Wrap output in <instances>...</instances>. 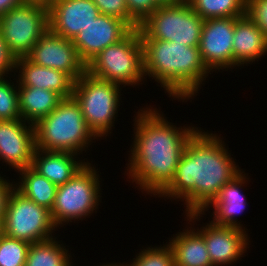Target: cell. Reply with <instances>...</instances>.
<instances>
[{
    "mask_svg": "<svg viewBox=\"0 0 267 266\" xmlns=\"http://www.w3.org/2000/svg\"><path fill=\"white\" fill-rule=\"evenodd\" d=\"M153 106L134 111L133 141L124 171L126 180L145 198L146 195L157 198L171 183L189 139L201 128L192 123L183 127L172 123L160 107Z\"/></svg>",
    "mask_w": 267,
    "mask_h": 266,
    "instance_id": "1",
    "label": "cell"
},
{
    "mask_svg": "<svg viewBox=\"0 0 267 266\" xmlns=\"http://www.w3.org/2000/svg\"><path fill=\"white\" fill-rule=\"evenodd\" d=\"M202 129L189 139L173 180L157 196L165 201L184 202L183 215L203 212L220 189L243 171L222 134Z\"/></svg>",
    "mask_w": 267,
    "mask_h": 266,
    "instance_id": "2",
    "label": "cell"
},
{
    "mask_svg": "<svg viewBox=\"0 0 267 266\" xmlns=\"http://www.w3.org/2000/svg\"><path fill=\"white\" fill-rule=\"evenodd\" d=\"M141 42L146 80L157 82L172 101L192 102L212 74L203 63L199 48L165 40Z\"/></svg>",
    "mask_w": 267,
    "mask_h": 266,
    "instance_id": "3",
    "label": "cell"
},
{
    "mask_svg": "<svg viewBox=\"0 0 267 266\" xmlns=\"http://www.w3.org/2000/svg\"><path fill=\"white\" fill-rule=\"evenodd\" d=\"M34 130L35 147L40 150L81 155L99 140L89 129L73 97L63 98L54 110L34 125Z\"/></svg>",
    "mask_w": 267,
    "mask_h": 266,
    "instance_id": "4",
    "label": "cell"
},
{
    "mask_svg": "<svg viewBox=\"0 0 267 266\" xmlns=\"http://www.w3.org/2000/svg\"><path fill=\"white\" fill-rule=\"evenodd\" d=\"M122 88L87 71L74 82L72 97L82 110L89 129L99 140L109 138L115 129L122 105Z\"/></svg>",
    "mask_w": 267,
    "mask_h": 266,
    "instance_id": "5",
    "label": "cell"
},
{
    "mask_svg": "<svg viewBox=\"0 0 267 266\" xmlns=\"http://www.w3.org/2000/svg\"><path fill=\"white\" fill-rule=\"evenodd\" d=\"M92 162H88L66 183L57 186L51 217L59 229H65L68 223H80L99 209L102 178Z\"/></svg>",
    "mask_w": 267,
    "mask_h": 266,
    "instance_id": "6",
    "label": "cell"
},
{
    "mask_svg": "<svg viewBox=\"0 0 267 266\" xmlns=\"http://www.w3.org/2000/svg\"><path fill=\"white\" fill-rule=\"evenodd\" d=\"M86 71L124 89L144 84L146 78L139 29H132L118 43L102 50L86 65Z\"/></svg>",
    "mask_w": 267,
    "mask_h": 266,
    "instance_id": "7",
    "label": "cell"
},
{
    "mask_svg": "<svg viewBox=\"0 0 267 266\" xmlns=\"http://www.w3.org/2000/svg\"><path fill=\"white\" fill-rule=\"evenodd\" d=\"M204 20L193 11L187 0L159 6L139 26L141 39L179 42L198 47Z\"/></svg>",
    "mask_w": 267,
    "mask_h": 266,
    "instance_id": "8",
    "label": "cell"
},
{
    "mask_svg": "<svg viewBox=\"0 0 267 266\" xmlns=\"http://www.w3.org/2000/svg\"><path fill=\"white\" fill-rule=\"evenodd\" d=\"M3 226L4 235L30 244L51 239L58 231L51 211L25 197L16 188L9 197Z\"/></svg>",
    "mask_w": 267,
    "mask_h": 266,
    "instance_id": "9",
    "label": "cell"
},
{
    "mask_svg": "<svg viewBox=\"0 0 267 266\" xmlns=\"http://www.w3.org/2000/svg\"><path fill=\"white\" fill-rule=\"evenodd\" d=\"M48 28V9L39 5L22 3L0 16V33L15 60L26 57Z\"/></svg>",
    "mask_w": 267,
    "mask_h": 266,
    "instance_id": "10",
    "label": "cell"
},
{
    "mask_svg": "<svg viewBox=\"0 0 267 266\" xmlns=\"http://www.w3.org/2000/svg\"><path fill=\"white\" fill-rule=\"evenodd\" d=\"M202 212L189 213L184 219L189 221L205 240L207 251L213 266H230L245 257L250 248L249 231L240 228L217 225L210 221L195 227V222L202 219ZM239 260V261H238Z\"/></svg>",
    "mask_w": 267,
    "mask_h": 266,
    "instance_id": "11",
    "label": "cell"
},
{
    "mask_svg": "<svg viewBox=\"0 0 267 266\" xmlns=\"http://www.w3.org/2000/svg\"><path fill=\"white\" fill-rule=\"evenodd\" d=\"M235 22L236 17L204 20L198 48L203 63L212 74L233 70Z\"/></svg>",
    "mask_w": 267,
    "mask_h": 266,
    "instance_id": "12",
    "label": "cell"
},
{
    "mask_svg": "<svg viewBox=\"0 0 267 266\" xmlns=\"http://www.w3.org/2000/svg\"><path fill=\"white\" fill-rule=\"evenodd\" d=\"M26 58L32 63L63 71L74 81L86 72L73 40L53 33L49 28L33 46Z\"/></svg>",
    "mask_w": 267,
    "mask_h": 266,
    "instance_id": "13",
    "label": "cell"
},
{
    "mask_svg": "<svg viewBox=\"0 0 267 266\" xmlns=\"http://www.w3.org/2000/svg\"><path fill=\"white\" fill-rule=\"evenodd\" d=\"M34 125L22 118L0 120V161L17 172L31 166L35 151Z\"/></svg>",
    "mask_w": 267,
    "mask_h": 266,
    "instance_id": "14",
    "label": "cell"
},
{
    "mask_svg": "<svg viewBox=\"0 0 267 266\" xmlns=\"http://www.w3.org/2000/svg\"><path fill=\"white\" fill-rule=\"evenodd\" d=\"M132 29L121 19L100 14L74 38L80 59L87 65L110 45L118 43Z\"/></svg>",
    "mask_w": 267,
    "mask_h": 266,
    "instance_id": "15",
    "label": "cell"
},
{
    "mask_svg": "<svg viewBox=\"0 0 267 266\" xmlns=\"http://www.w3.org/2000/svg\"><path fill=\"white\" fill-rule=\"evenodd\" d=\"M100 14L92 0H54L48 9L49 29L61 37L74 40Z\"/></svg>",
    "mask_w": 267,
    "mask_h": 266,
    "instance_id": "16",
    "label": "cell"
},
{
    "mask_svg": "<svg viewBox=\"0 0 267 266\" xmlns=\"http://www.w3.org/2000/svg\"><path fill=\"white\" fill-rule=\"evenodd\" d=\"M249 179L248 173L243 170L220 189L217 197L202 213L206 215L205 213L211 208L213 211L210 217L215 224L248 231L245 224L242 223L241 219L238 221L237 217L241 216L248 206L246 194H243L242 189L244 190V187L249 185Z\"/></svg>",
    "mask_w": 267,
    "mask_h": 266,
    "instance_id": "17",
    "label": "cell"
},
{
    "mask_svg": "<svg viewBox=\"0 0 267 266\" xmlns=\"http://www.w3.org/2000/svg\"><path fill=\"white\" fill-rule=\"evenodd\" d=\"M232 48L233 69L255 64L267 54V38L247 14L236 17Z\"/></svg>",
    "mask_w": 267,
    "mask_h": 266,
    "instance_id": "18",
    "label": "cell"
},
{
    "mask_svg": "<svg viewBox=\"0 0 267 266\" xmlns=\"http://www.w3.org/2000/svg\"><path fill=\"white\" fill-rule=\"evenodd\" d=\"M14 73L21 86L55 91L62 98L72 97L75 81L63 71L36 65L22 57L15 60Z\"/></svg>",
    "mask_w": 267,
    "mask_h": 266,
    "instance_id": "19",
    "label": "cell"
},
{
    "mask_svg": "<svg viewBox=\"0 0 267 266\" xmlns=\"http://www.w3.org/2000/svg\"><path fill=\"white\" fill-rule=\"evenodd\" d=\"M72 152L47 151L35 148L31 167L54 185L60 186L70 180L89 161ZM87 161H86V160Z\"/></svg>",
    "mask_w": 267,
    "mask_h": 266,
    "instance_id": "20",
    "label": "cell"
},
{
    "mask_svg": "<svg viewBox=\"0 0 267 266\" xmlns=\"http://www.w3.org/2000/svg\"><path fill=\"white\" fill-rule=\"evenodd\" d=\"M186 224L185 229L167 241L173 250L175 266H213L204 237L187 220Z\"/></svg>",
    "mask_w": 267,
    "mask_h": 266,
    "instance_id": "21",
    "label": "cell"
},
{
    "mask_svg": "<svg viewBox=\"0 0 267 266\" xmlns=\"http://www.w3.org/2000/svg\"><path fill=\"white\" fill-rule=\"evenodd\" d=\"M63 98L55 91L21 86L18 83V100L21 118L32 125L54 110Z\"/></svg>",
    "mask_w": 267,
    "mask_h": 266,
    "instance_id": "22",
    "label": "cell"
},
{
    "mask_svg": "<svg viewBox=\"0 0 267 266\" xmlns=\"http://www.w3.org/2000/svg\"><path fill=\"white\" fill-rule=\"evenodd\" d=\"M15 188L25 197L51 211L55 202L57 186L40 175L31 166L18 170Z\"/></svg>",
    "mask_w": 267,
    "mask_h": 266,
    "instance_id": "23",
    "label": "cell"
},
{
    "mask_svg": "<svg viewBox=\"0 0 267 266\" xmlns=\"http://www.w3.org/2000/svg\"><path fill=\"white\" fill-rule=\"evenodd\" d=\"M56 236L30 244L25 266H72L74 254Z\"/></svg>",
    "mask_w": 267,
    "mask_h": 266,
    "instance_id": "24",
    "label": "cell"
},
{
    "mask_svg": "<svg viewBox=\"0 0 267 266\" xmlns=\"http://www.w3.org/2000/svg\"><path fill=\"white\" fill-rule=\"evenodd\" d=\"M203 20L241 17L246 14V0H187Z\"/></svg>",
    "mask_w": 267,
    "mask_h": 266,
    "instance_id": "25",
    "label": "cell"
},
{
    "mask_svg": "<svg viewBox=\"0 0 267 266\" xmlns=\"http://www.w3.org/2000/svg\"><path fill=\"white\" fill-rule=\"evenodd\" d=\"M15 119H21V114L18 100V80L14 73L0 78V120Z\"/></svg>",
    "mask_w": 267,
    "mask_h": 266,
    "instance_id": "26",
    "label": "cell"
},
{
    "mask_svg": "<svg viewBox=\"0 0 267 266\" xmlns=\"http://www.w3.org/2000/svg\"><path fill=\"white\" fill-rule=\"evenodd\" d=\"M146 248V249H145ZM139 249L135 258L124 261L125 266H175L174 254L170 245L166 242L162 245L145 246Z\"/></svg>",
    "mask_w": 267,
    "mask_h": 266,
    "instance_id": "27",
    "label": "cell"
},
{
    "mask_svg": "<svg viewBox=\"0 0 267 266\" xmlns=\"http://www.w3.org/2000/svg\"><path fill=\"white\" fill-rule=\"evenodd\" d=\"M29 247V242L3 234L0 237V266H25Z\"/></svg>",
    "mask_w": 267,
    "mask_h": 266,
    "instance_id": "28",
    "label": "cell"
},
{
    "mask_svg": "<svg viewBox=\"0 0 267 266\" xmlns=\"http://www.w3.org/2000/svg\"><path fill=\"white\" fill-rule=\"evenodd\" d=\"M131 14V29L139 28L160 5L156 0H125Z\"/></svg>",
    "mask_w": 267,
    "mask_h": 266,
    "instance_id": "29",
    "label": "cell"
},
{
    "mask_svg": "<svg viewBox=\"0 0 267 266\" xmlns=\"http://www.w3.org/2000/svg\"><path fill=\"white\" fill-rule=\"evenodd\" d=\"M101 14L123 20L131 28V14L125 0H92Z\"/></svg>",
    "mask_w": 267,
    "mask_h": 266,
    "instance_id": "30",
    "label": "cell"
},
{
    "mask_svg": "<svg viewBox=\"0 0 267 266\" xmlns=\"http://www.w3.org/2000/svg\"><path fill=\"white\" fill-rule=\"evenodd\" d=\"M246 14L267 38V0H246Z\"/></svg>",
    "mask_w": 267,
    "mask_h": 266,
    "instance_id": "31",
    "label": "cell"
},
{
    "mask_svg": "<svg viewBox=\"0 0 267 266\" xmlns=\"http://www.w3.org/2000/svg\"><path fill=\"white\" fill-rule=\"evenodd\" d=\"M15 58L9 53L0 33V78L14 74Z\"/></svg>",
    "mask_w": 267,
    "mask_h": 266,
    "instance_id": "32",
    "label": "cell"
},
{
    "mask_svg": "<svg viewBox=\"0 0 267 266\" xmlns=\"http://www.w3.org/2000/svg\"><path fill=\"white\" fill-rule=\"evenodd\" d=\"M2 175L0 174V218H4V216H5L9 197H10L11 193L13 192V190L15 189V181L14 180H16V179H13V180L7 179L9 177H6V175H4V174H2ZM4 177H6V178H4Z\"/></svg>",
    "mask_w": 267,
    "mask_h": 266,
    "instance_id": "33",
    "label": "cell"
},
{
    "mask_svg": "<svg viewBox=\"0 0 267 266\" xmlns=\"http://www.w3.org/2000/svg\"><path fill=\"white\" fill-rule=\"evenodd\" d=\"M22 3V0H0V16Z\"/></svg>",
    "mask_w": 267,
    "mask_h": 266,
    "instance_id": "34",
    "label": "cell"
},
{
    "mask_svg": "<svg viewBox=\"0 0 267 266\" xmlns=\"http://www.w3.org/2000/svg\"><path fill=\"white\" fill-rule=\"evenodd\" d=\"M22 2L25 4L39 5L45 7L46 9H49L54 0H22Z\"/></svg>",
    "mask_w": 267,
    "mask_h": 266,
    "instance_id": "35",
    "label": "cell"
},
{
    "mask_svg": "<svg viewBox=\"0 0 267 266\" xmlns=\"http://www.w3.org/2000/svg\"><path fill=\"white\" fill-rule=\"evenodd\" d=\"M185 0H156V2L162 6V5H172V4H178Z\"/></svg>",
    "mask_w": 267,
    "mask_h": 266,
    "instance_id": "36",
    "label": "cell"
},
{
    "mask_svg": "<svg viewBox=\"0 0 267 266\" xmlns=\"http://www.w3.org/2000/svg\"><path fill=\"white\" fill-rule=\"evenodd\" d=\"M97 266H99V265H97ZM100 266H125V265H124L123 262L121 263V261H119V262L117 261V263L116 262L114 263V261H113L111 263H109V262L108 263L107 262L106 263L103 262V264L100 263Z\"/></svg>",
    "mask_w": 267,
    "mask_h": 266,
    "instance_id": "37",
    "label": "cell"
},
{
    "mask_svg": "<svg viewBox=\"0 0 267 266\" xmlns=\"http://www.w3.org/2000/svg\"><path fill=\"white\" fill-rule=\"evenodd\" d=\"M3 219L4 218H0V237L4 234Z\"/></svg>",
    "mask_w": 267,
    "mask_h": 266,
    "instance_id": "38",
    "label": "cell"
}]
</instances>
